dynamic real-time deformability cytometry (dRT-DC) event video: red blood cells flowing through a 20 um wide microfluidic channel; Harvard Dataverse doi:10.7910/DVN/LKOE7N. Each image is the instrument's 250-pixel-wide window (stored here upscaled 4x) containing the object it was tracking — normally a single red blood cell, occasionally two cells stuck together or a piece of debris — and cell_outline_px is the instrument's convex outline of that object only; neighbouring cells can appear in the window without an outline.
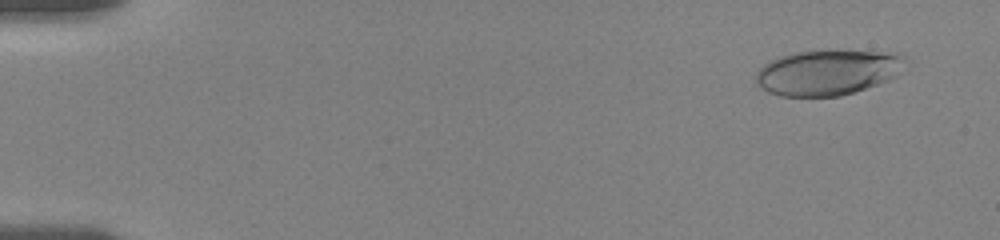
{"species": "human", "species_latin": "Homo sapiens", "temperature_condition": "room temperature", "stored_images_in_passage": 13, "camera_frame_rate_fps": 3000, "um_per_image_px": 0.085, "donor": {"sex": "female"}, "frame": {"image": 1, "passage_image": 2, "time_ms": 0.667, "image_size_px": [1000, 240], "cell_outline_px": [[904, 60], [900, 72], [896, 76], [888, 80], [840, 96], [780, 96], [768, 92], [760, 88], [756, 84], [756, 72], [764, 64], [780, 56], [792, 52], [828, 48], [896, 52]], "centroid_in_image_um": [70.32, 6.11], "position_along_channel_um": 14.7, "area_um2": 40.17}}
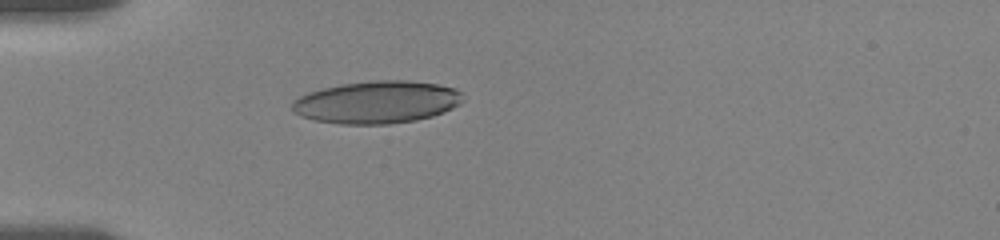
{"frame": {"image": 2, "passage_image": 9, "time_ms": 5.0, "image_size_px": [1000, 240], "cell_outline_px": [[464, 100], [460, 104], [444, 112], [432, 116], [416, 120], [388, 124], [340, 124], [316, 120], [300, 116], [292, 112], [292, 100], [308, 92], [324, 88], [344, 84], [376, 80], [408, 80], [436, 84], [456, 88], [460, 92]], "centroid_in_image_um": [32.04, 8.69], "position_along_channel_um": 53.0, "area_um2": 42.25}}
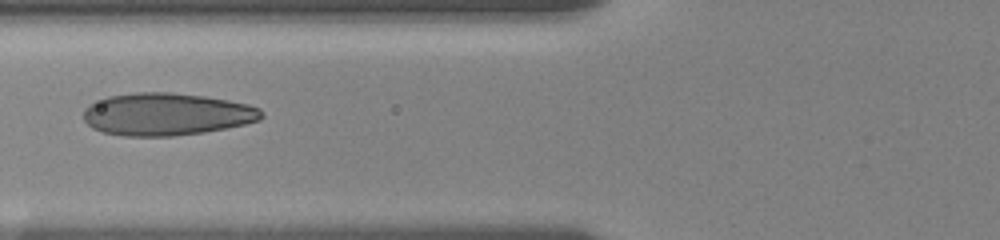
{"frame": {"image": 3, "passage_image": 12, "time_ms": 7.0, "image_size_px": [1000, 240], "cell_outline_px": [[264, 116], [260, 120], [244, 124], [204, 132], [172, 136], [124, 136], [104, 132], [92, 128], [84, 120], [84, 108], [88, 104], [108, 96], [136, 92], [172, 92], [204, 96], [228, 100], [248, 104], [260, 108], [264, 112]], "centroid_in_image_um": [14.16, 9.7], "position_along_channel_um": 111.6, "area_um2": 44.16}}